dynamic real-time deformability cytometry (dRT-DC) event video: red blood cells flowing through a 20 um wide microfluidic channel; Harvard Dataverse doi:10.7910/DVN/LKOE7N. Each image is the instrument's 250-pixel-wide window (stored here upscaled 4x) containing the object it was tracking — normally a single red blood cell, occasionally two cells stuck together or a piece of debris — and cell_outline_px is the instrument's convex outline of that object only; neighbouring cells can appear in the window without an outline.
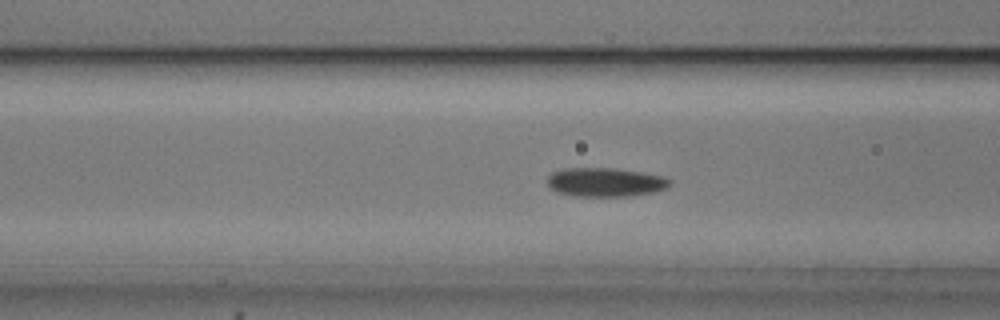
{"species": "common noctule bat (a hibernating species)", "species_latin": "Nyctalus noctula", "temperature_condition": "cold", "stored_images_in_passage": 47, "camera_frame_rate_fps": 3000, "um_per_image_px": 0.085, "animal": {"sex": "male", "body_mass_g": 20.5, "forearm_length_mm": 52.5}, "frame": {"image": 1, "passage_image": 14, "time_ms": 4.333, "image_size_px": [1000, 320], "cell_outline_px": [[672, 180], [664, 188], [652, 192], [628, 196], [576, 196], [560, 192], [552, 188], [548, 184], [548, 176], [552, 172], [564, 168], [616, 168], [640, 172], [660, 176]], "centroid_in_image_um": [51.42, 15.47], "position_along_channel_um": 115.2, "area_um2": 20.23}}
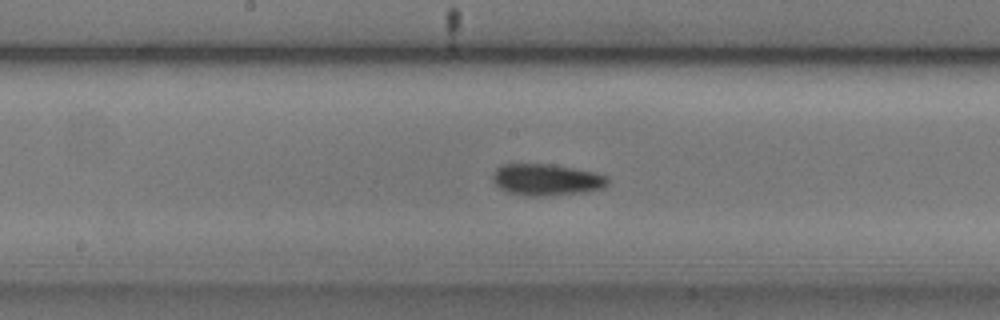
{"frame": {"image": 2, "passage_image": 21, "time_ms": 6.667, "image_size_px": [1000, 320], "cell_outline_px": [[608, 184], [604, 188], [584, 192], [544, 196], [524, 196], [508, 192], [500, 188], [492, 180], [492, 176], [496, 168], [500, 164], [552, 164], [596, 172], [608, 176]], "centroid_in_image_um": [46.46, 15.27], "position_along_channel_um": 201.7, "area_um2": 21.39}}
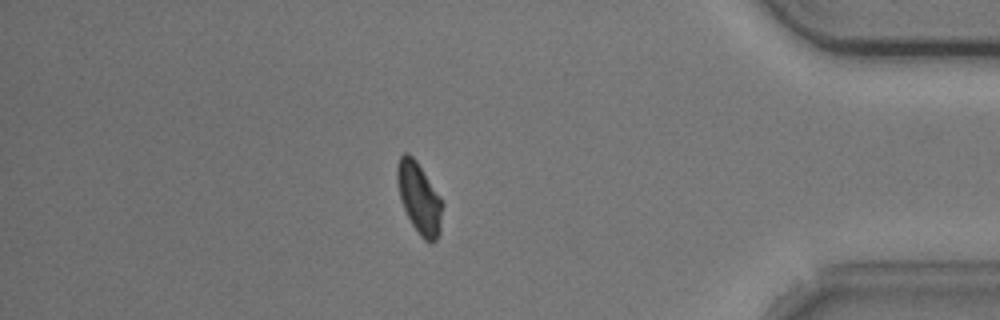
{"frame": {"image": 3, "passage_image": 40, "time_ms": 13.0, "image_size_px": [1000, 320], "cell_outline_px": [[444, 204], [440, 232], [436, 240], [432, 244], [424, 240], [420, 236], [412, 224], [400, 200], [396, 180], [396, 168], [400, 156], [404, 152], [408, 152], [416, 160], [440, 196]], "centroid_in_image_um": [35.64, 16.85], "position_along_channel_um": 399.6, "area_um2": 18.96}, "authors_computed_cell_mechanics": {"area_um2": 19.8254, "velocity_mm_per_s": 3.6962, "shape_relaxation_time_tau1_ms": 2.4191, "shape_relaxation_time_tau2_ms": 5.0536, "deformation_change_tau1": 0.1074, "deformation_change_tau2": 0.1045}}